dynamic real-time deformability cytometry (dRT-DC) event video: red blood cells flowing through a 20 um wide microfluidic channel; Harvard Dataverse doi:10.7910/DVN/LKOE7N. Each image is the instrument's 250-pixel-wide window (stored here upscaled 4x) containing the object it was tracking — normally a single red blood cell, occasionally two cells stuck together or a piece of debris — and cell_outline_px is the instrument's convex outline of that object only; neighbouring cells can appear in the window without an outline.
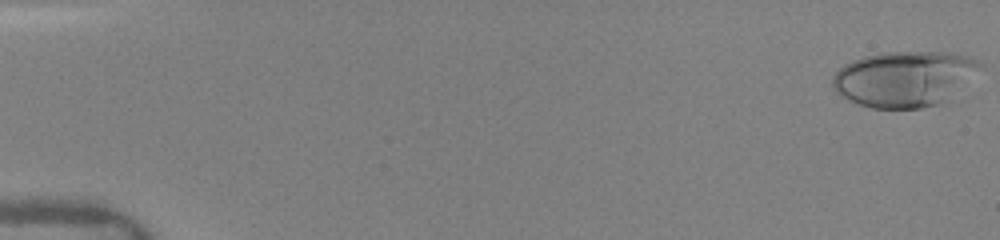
{"species": "human", "species_latin": "Homo sapiens", "temperature_condition": "warm", "stored_images_in_passage": 43, "camera_frame_rate_fps": 3000, "um_per_image_px": 0.085, "donor": {"sex": "female"}, "frame": {"image": 1, "passage_image": 1, "time_ms": 0.0, "image_size_px": [1000, 240], "cell_outline_px": [[984, 68], [940, 104], [920, 108], [872, 108], [860, 104], [840, 96], [832, 88], [832, 76], [844, 64], [852, 60], [884, 52], [956, 52], [972, 56], [980, 60], [984, 64]], "centroid_in_image_um": [76.91, 6.67], "position_along_channel_um": 8.1, "area_um2": 48.03}}
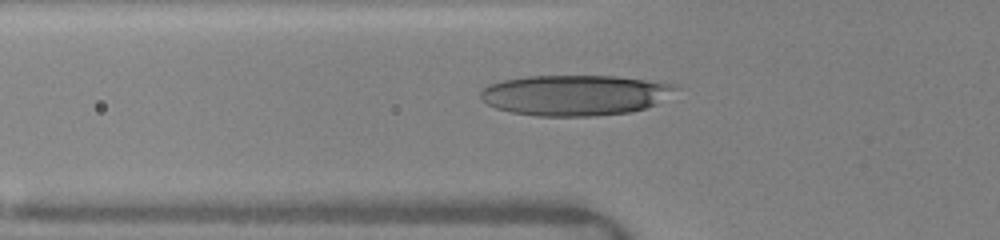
{"frame": {"image": 2, "passage_image": 20, "time_ms": 5.667, "image_size_px": [1000, 240], "cell_outline_px": [[680, 88], [656, 104], [644, 108], [628, 112], [592, 116], [536, 116], [512, 112], [496, 108], [488, 104], [480, 96], [480, 92], [488, 84], [504, 80], [528, 76], [616, 76], [676, 84]], "centroid_in_image_um": [48.88, 8.08], "position_along_channel_um": 76.9, "area_um2": 45.95}}
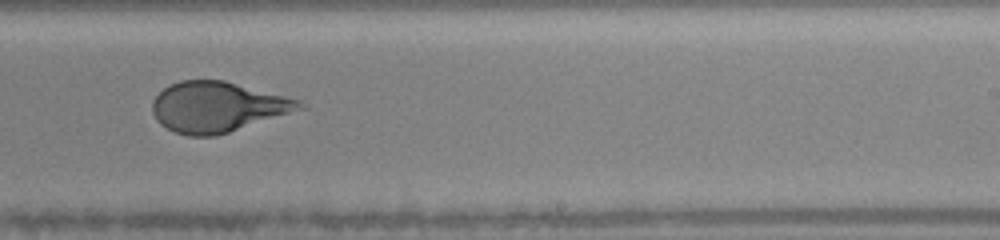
{"frame": {"image": 3, "passage_image": 36, "time_ms": 10.333, "image_size_px": [1000, 240], "cell_outline_px": [[308, 108], [216, 136], [188, 136], [176, 132], [160, 124], [156, 120], [152, 112], [152, 100], [168, 84], [180, 80], [224, 80], [300, 100]], "centroid_in_image_um": [18.49, 9.09], "position_along_channel_um": 270.5, "area_um2": 43.29}}